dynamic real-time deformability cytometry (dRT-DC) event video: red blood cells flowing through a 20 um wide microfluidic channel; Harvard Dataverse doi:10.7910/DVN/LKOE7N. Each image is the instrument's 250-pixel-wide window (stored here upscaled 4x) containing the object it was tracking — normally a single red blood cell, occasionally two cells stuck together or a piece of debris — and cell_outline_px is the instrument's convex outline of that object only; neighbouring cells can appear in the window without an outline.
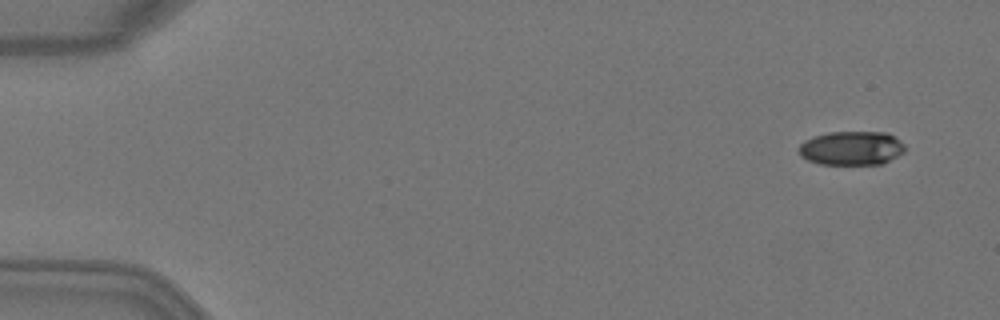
{"species": "Egyptian fruit bat (a non-hibernating species)", "species_latin": "Rousettus aegyptiacus", "temperature_condition": "warm", "stored_images_in_passage": 4, "camera_frame_rate_fps": 3000, "um_per_image_px": 0.085, "animal": {"sex": "female"}, "frame": {"image": 1, "passage_image": 1, "time_ms": 0.0, "image_size_px": [1000, 320], "cell_outline_px": [[904, 152], [880, 164], [820, 164], [808, 160], [800, 156], [796, 148], [804, 140], [812, 136], [828, 132], [888, 132], [900, 140], [904, 144]], "centroid_in_image_um": [72.33, 12.58], "position_along_channel_um": 12.7, "area_um2": 21.15}}
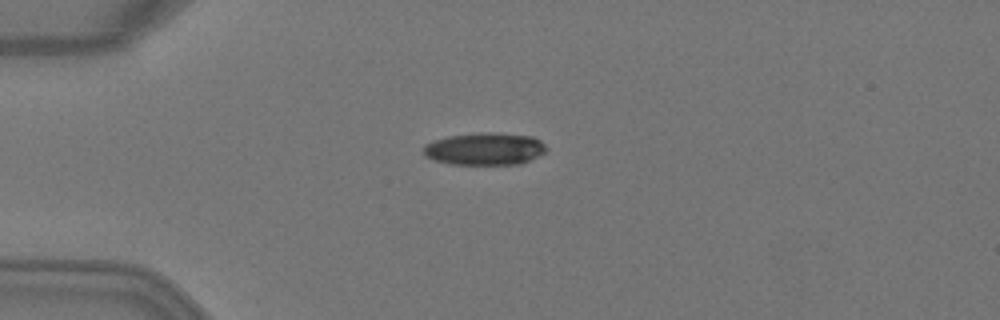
{"frame": {"image": 2, "passage_image": 4, "time_ms": 1.0, "image_size_px": [1000, 320], "cell_outline_px": [[548, 148], [544, 152], [520, 164], [448, 164], [432, 160], [424, 156], [424, 144], [448, 136], [480, 132], [496, 132], [532, 136], [540, 140]], "centroid_in_image_um": [41.18, 12.65], "position_along_channel_um": 43.8, "area_um2": 23.24}}